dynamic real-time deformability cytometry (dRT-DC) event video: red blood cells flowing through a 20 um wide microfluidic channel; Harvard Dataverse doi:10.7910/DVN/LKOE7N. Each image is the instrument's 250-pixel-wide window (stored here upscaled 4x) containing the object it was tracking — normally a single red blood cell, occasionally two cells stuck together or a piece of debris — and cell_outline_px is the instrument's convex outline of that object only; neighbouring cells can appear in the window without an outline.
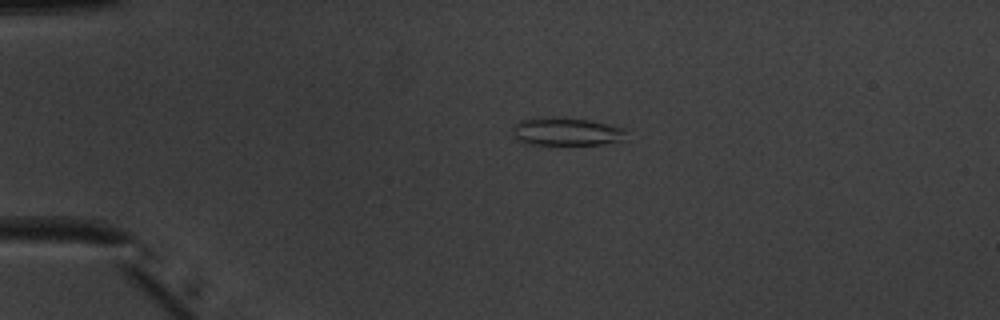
{"species": "common noctule bat (a hibernating species)", "species_latin": "Nyctalus noctula", "temperature_condition": "warm", "stored_images_in_passage": 40, "camera_frame_rate_fps": 3000, "um_per_image_px": 0.085, "animal": {"sex": "male", "body_mass_g": 20.1, "forearm_length_mm": 53.5}, "frame": {"image": 1, "passage_image": 1, "time_ms": 0.0, "image_size_px": [1000, 320], "cell_outline_px": [[624, 132], [620, 140], [600, 144], [524, 144], [516, 140], [512, 132], [512, 128], [520, 120], [544, 116], [564, 116], [588, 120], [608, 124], [624, 128]], "centroid_in_image_um": [48.02, 11.16], "position_along_channel_um": 37.0, "area_um2": 18.61}}
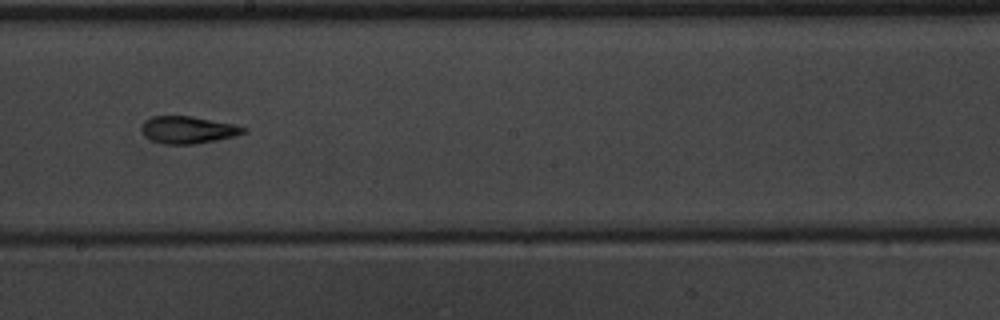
{"frame": {"image": 2, "passage_image": 19, "time_ms": 6.0, "image_size_px": [1000, 320], "cell_outline_px": [[248, 128], [244, 132], [236, 136], [196, 144], [164, 144], [152, 140], [144, 136], [140, 128], [144, 120], [152, 116], [192, 116], [232, 124]], "centroid_in_image_um": [15.94, 11.04], "position_along_channel_um": 232.3, "area_um2": 16.18}}
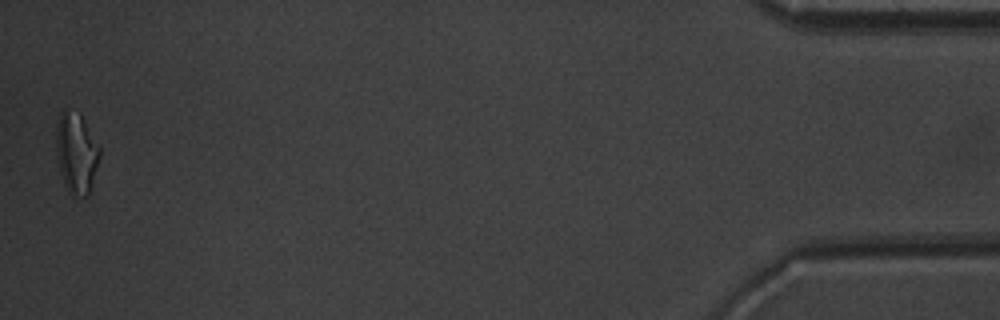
{"frame": {"image": 3, "passage_image": 40, "time_ms": 13.0, "image_size_px": [1000, 320], "cell_outline_px": [[100, 156], [88, 196], [72, 196], [68, 192], [64, 184], [60, 168], [56, 148], [56, 128], [60, 112], [64, 108], [80, 112], [100, 148]], "centroid_in_image_um": [6.49, 12.97], "position_along_channel_um": 428.7, "area_um2": 20.46}, "authors_computed_cell_mechanics": {"area_um2": 16.2996, "velocity_mm_per_s": 4.012, "shape_relaxation_time_tau1_ms": 8.0499, "shape_relaxation_time_tau2_ms": 2.549, "deformation_change_tau1": 0.2464, "deformation_change_tau2": 0.1079}}